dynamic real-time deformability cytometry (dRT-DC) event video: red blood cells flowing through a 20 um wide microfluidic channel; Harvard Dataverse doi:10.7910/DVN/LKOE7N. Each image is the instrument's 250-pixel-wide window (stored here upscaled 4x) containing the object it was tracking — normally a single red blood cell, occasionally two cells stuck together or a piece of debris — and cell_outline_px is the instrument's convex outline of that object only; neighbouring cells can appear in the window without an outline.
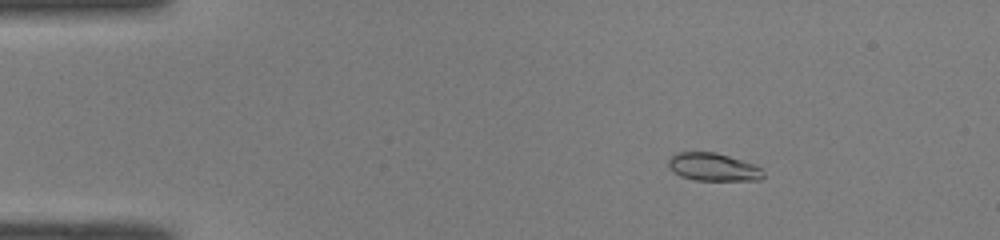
{"species": "common noctule bat (a hibernating species)", "species_latin": "Nyctalus noctula", "temperature_condition": "room temperature", "stored_images_in_passage": 50, "camera_frame_rate_fps": 3000, "um_per_image_px": 0.085, "animal": {"sex": "male", "body_mass_g": 19.0, "forearm_length_mm": 50.8}, "frame": {"image": 1, "passage_image": 8, "time_ms": 2.333, "image_size_px": [1000, 240], "cell_outline_px": [[764, 176], [760, 180], [696, 180], [680, 176], [672, 172], [668, 168], [668, 160], [676, 152], [716, 152], [756, 164], [764, 172]], "centroid_in_image_um": [60.61, 14.19], "position_along_channel_um": 24.4, "area_um2": 15.61}}
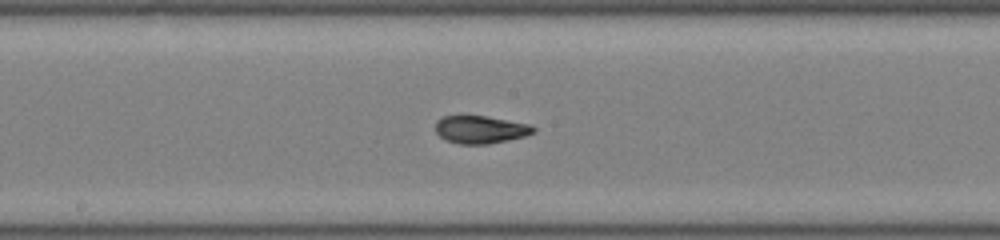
{"frame": {"image": 2, "passage_image": 27, "time_ms": 8.667, "image_size_px": [1000, 240], "cell_outline_px": [[536, 132], [524, 136], [508, 140], [488, 144], [460, 144], [444, 140], [436, 132], [436, 120], [444, 116], [488, 116], [532, 124], [536, 128]], "centroid_in_image_um": [40.87, 11.01], "position_along_channel_um": 207.3, "area_um2": 16.01}}
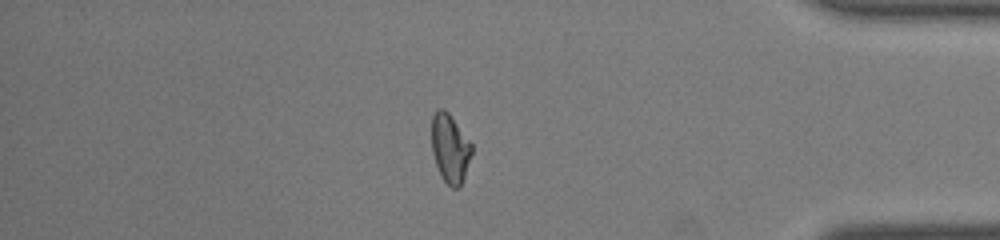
{"frame": {"image": 3, "passage_image": 43, "time_ms": 14.0, "image_size_px": [1000, 240], "cell_outline_px": [[472, 152], [460, 188], [452, 188], [440, 176], [432, 152], [432, 116], [436, 108], [444, 108], [448, 112], [472, 144]], "centroid_in_image_um": [38.24, 12.6], "position_along_channel_um": 397.0, "area_um2": 16.01}, "authors_computed_cell_mechanics": {"area_um2": 15.9817, "velocity_mm_per_s": 4.1135, "shape_relaxation_time_tau1_ms": null, "shape_relaxation_time_tau2_ms": 1.3724, "deformation_change_tau1": null, "deformation_change_tau2": 0.0562}}